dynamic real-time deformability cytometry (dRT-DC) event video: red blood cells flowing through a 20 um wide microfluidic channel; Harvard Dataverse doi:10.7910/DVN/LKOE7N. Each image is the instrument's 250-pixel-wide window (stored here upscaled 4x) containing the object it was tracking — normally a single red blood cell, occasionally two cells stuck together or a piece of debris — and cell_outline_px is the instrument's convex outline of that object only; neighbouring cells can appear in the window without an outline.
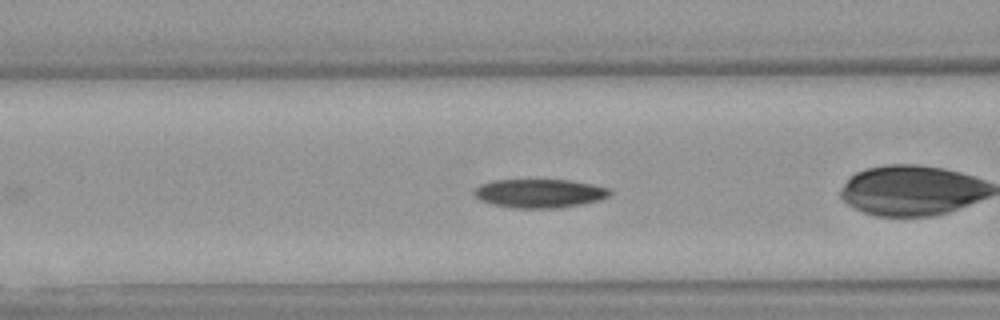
{"species": "Egyptian fruit bat (a non-hibernating species)", "species_latin": "Rousettus aegyptiacus", "temperature_condition": "warm", "stored_images_in_passage": 33, "camera_frame_rate_fps": 3000, "um_per_image_px": 0.085, "animal": {"sex": "female"}, "frame": {"image": 1, "passage_image": 11, "time_ms": 3.333, "image_size_px": [1000, 320], "cell_outline_px": [[612, 192], [608, 196], [600, 200], [580, 204], [556, 208], [512, 208], [492, 204], [480, 200], [472, 196], [472, 192], [480, 184], [492, 180], [572, 180], [592, 184], [608, 188]], "centroid_in_image_um": [45.82, 16.43], "position_along_channel_um": 120.8, "area_um2": 22.83}}
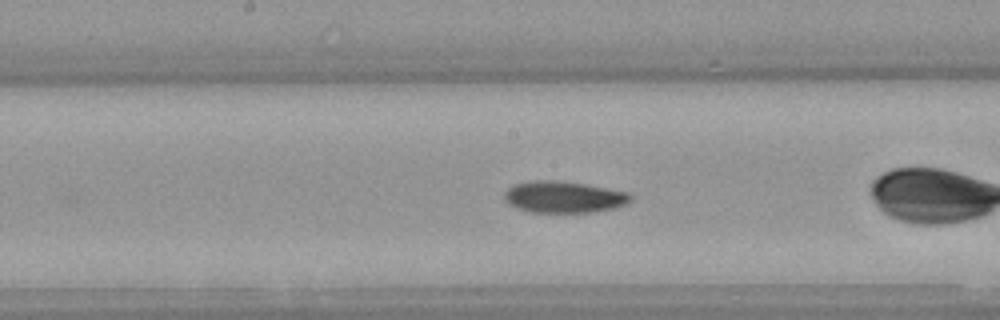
{"frame": {"image": 2, "passage_image": 17, "time_ms": 5.333, "image_size_px": [1000, 320], "cell_outline_px": [[632, 200], [628, 204], [612, 208], [592, 212], [532, 212], [508, 204], [504, 200], [504, 192], [512, 184], [528, 180], [556, 180], [584, 184], [628, 192], [632, 196]], "centroid_in_image_um": [47.9, 16.73], "position_along_channel_um": 200.3, "area_um2": 23.29}}
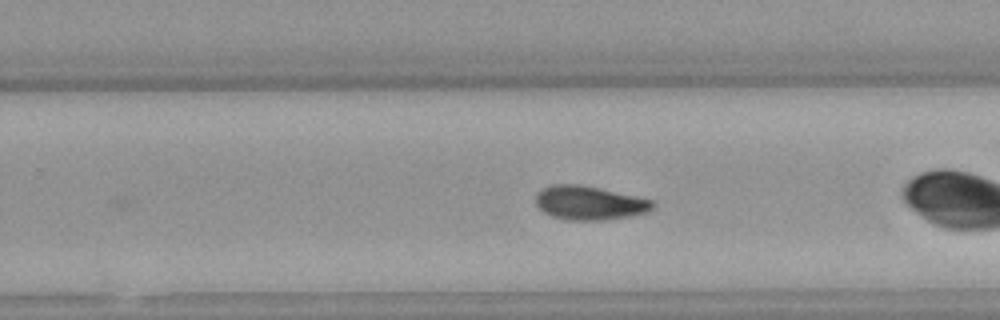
{"frame": {"image": 3, "passage_image": 23, "time_ms": 7.333, "image_size_px": [1000, 320], "cell_outline_px": [[656, 204], [652, 208], [644, 212], [632, 216], [604, 220], [568, 220], [552, 216], [544, 212], [536, 204], [536, 192], [540, 188], [552, 184], [580, 184], [652, 200]], "centroid_in_image_um": [50.05, 17.24], "position_along_channel_um": 279.8, "area_um2": 23.0}, "authors_computed_cell_mechanics": {"area_um2": 23.2356, "velocity_mm_per_s": 3.9869, "shape_relaxation_time_tau1_ms": 7.1062, "shape_relaxation_time_tau2_ms": 7.2752, "deformation_change_tau1": 0.1711, "deformation_change_tau2": 0.1285}}